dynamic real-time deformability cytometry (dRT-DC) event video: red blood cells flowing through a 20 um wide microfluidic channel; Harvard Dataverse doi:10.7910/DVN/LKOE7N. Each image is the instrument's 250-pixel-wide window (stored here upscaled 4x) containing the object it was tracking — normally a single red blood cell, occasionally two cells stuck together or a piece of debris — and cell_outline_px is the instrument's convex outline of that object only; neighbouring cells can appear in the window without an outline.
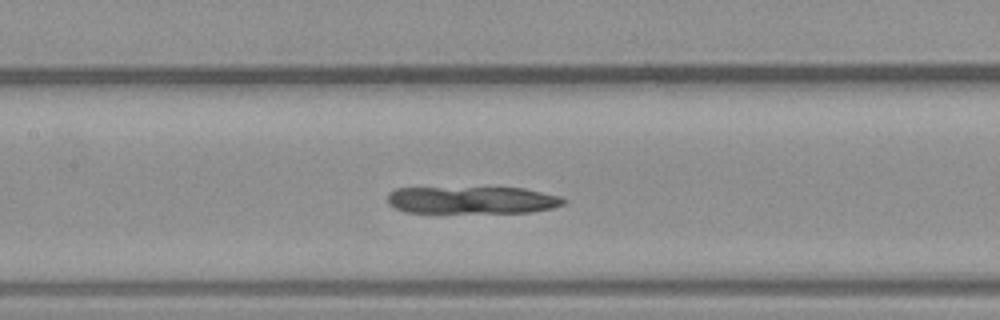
{"species": "common noctule bat (a hibernating species)", "species_latin": "Nyctalus noctula", "temperature_condition": "warm", "stored_images_in_passage": 32, "camera_frame_rate_fps": 3000, "um_per_image_px": 0.085, "animal": {"sex": "male", "body_mass_g": 23.1, "forearm_length_mm": 52.7}, "frame": {"image": 1, "passage_image": 13, "time_ms": 4.0, "image_size_px": [1000, 320], "cell_outline_px": [[568, 200], [564, 204], [552, 208], [532, 212], [408, 212], [396, 208], [388, 204], [388, 192], [396, 188], [524, 188], [560, 196]], "centroid_in_image_um": [40.15, 17.0], "position_along_channel_um": 167.2, "area_um2": 27.86}}
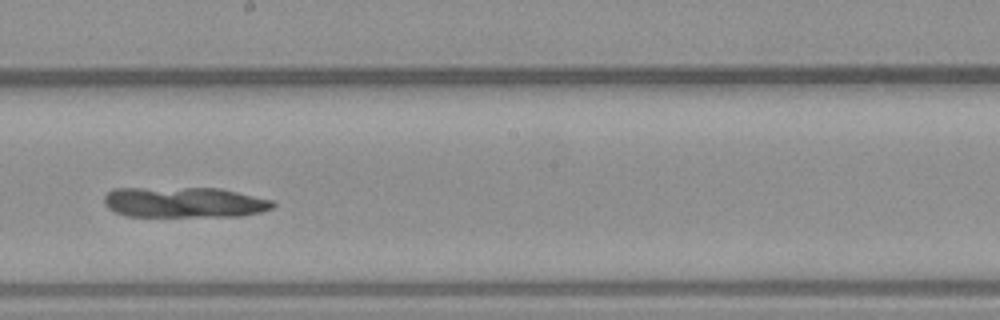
{"frame": {"image": 2, "passage_image": 17, "time_ms": 5.333, "image_size_px": [1000, 320], "cell_outline_px": [[276, 204], [272, 208], [260, 212], [240, 216], [124, 216], [108, 208], [104, 204], [104, 196], [112, 188], [220, 188], [272, 200]], "centroid_in_image_um": [15.63, 17.19], "position_along_channel_um": 232.6, "area_um2": 30.06}}
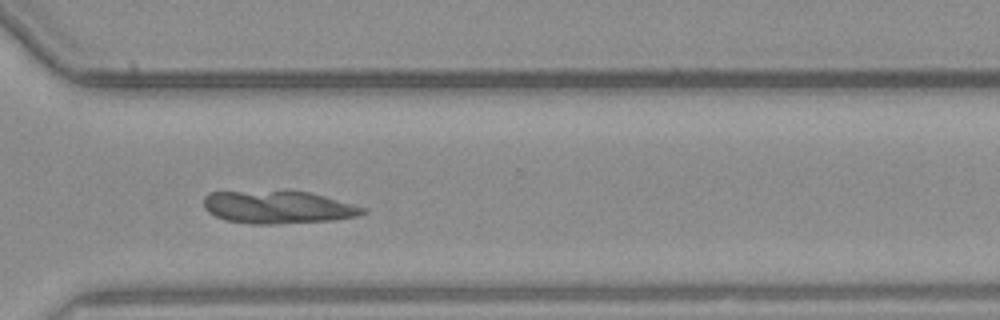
{"frame": {"image": 3, "passage_image": 24, "time_ms": 7.667, "image_size_px": [1000, 320], "cell_outline_px": [[368, 212], [356, 216], [332, 220], [272, 224], [248, 224], [224, 220], [208, 212], [204, 208], [204, 196], [208, 192], [312, 192], [368, 208]], "centroid_in_image_um": [23.65, 17.62], "position_along_channel_um": 346.9, "area_um2": 30.17}}